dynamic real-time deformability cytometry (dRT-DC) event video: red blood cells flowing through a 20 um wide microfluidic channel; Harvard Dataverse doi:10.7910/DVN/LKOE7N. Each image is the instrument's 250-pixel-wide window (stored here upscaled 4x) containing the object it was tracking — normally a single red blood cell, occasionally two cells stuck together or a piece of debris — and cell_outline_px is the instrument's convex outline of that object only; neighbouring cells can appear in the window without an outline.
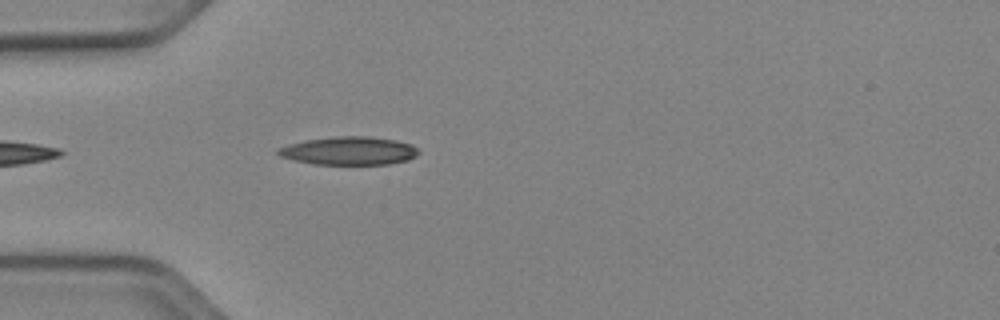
{"species": "Egyptian fruit bat (a non-hibernating species)", "species_latin": "Rousettus aegyptiacus", "temperature_condition": "cold", "stored_images_in_passage": 33, "camera_frame_rate_fps": 3000, "um_per_image_px": 0.085, "animal": {"sex": "female"}, "frame": {"image": 1, "passage_image": 1, "time_ms": 0.0, "image_size_px": [1000, 320], "cell_outline_px": [[420, 152], [416, 156], [408, 160], [388, 164], [312, 164], [292, 160], [280, 156], [276, 152], [276, 148], [288, 144], [304, 140], [336, 136], [372, 136], [396, 140], [412, 144]], "centroid_in_image_um": [29.65, 12.81], "position_along_channel_um": 55.4, "area_um2": 23.35}}
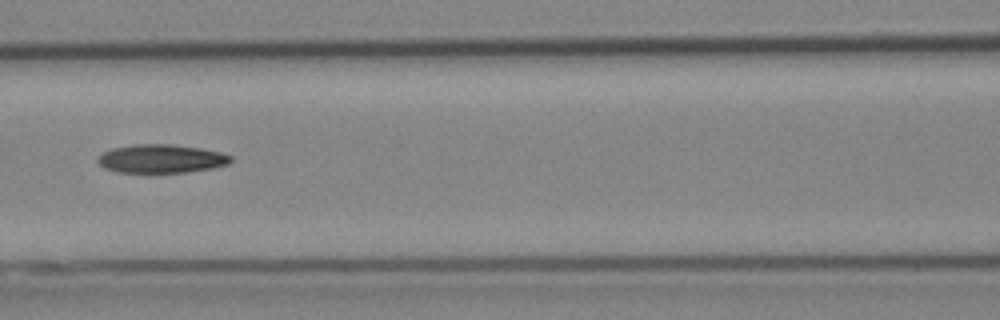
{"frame": {"image": 2, "passage_image": 9, "time_ms": 2.667, "image_size_px": [1000, 320], "cell_outline_px": [[232, 160], [228, 164], [212, 168], [188, 172], [120, 172], [104, 168], [96, 160], [96, 156], [112, 148], [136, 144], [172, 144], [200, 148], [220, 152], [232, 156]], "centroid_in_image_um": [13.69, 13.48], "position_along_channel_um": 152.9, "area_um2": 22.08}}
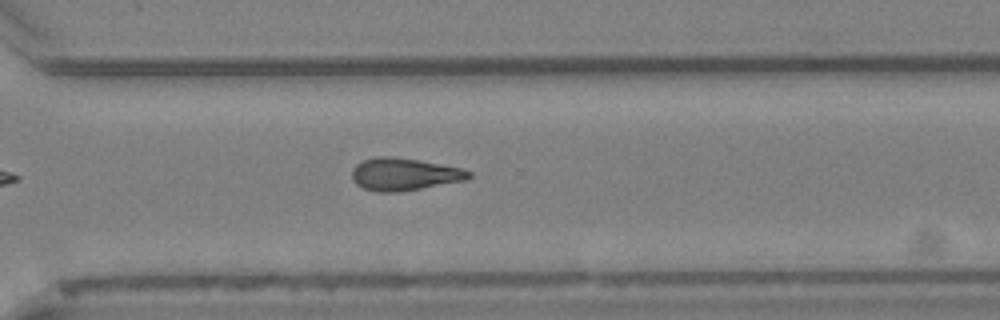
{"frame": {"image": 3, "passage_image": 23, "time_ms": 7.333, "image_size_px": [1000, 320], "cell_outline_px": [[472, 176], [464, 180], [400, 192], [376, 192], [364, 188], [356, 184], [352, 180], [352, 168], [356, 164], [364, 160], [376, 156], [392, 156], [440, 164], [460, 168], [472, 172]], "centroid_in_image_um": [34.31, 14.81], "position_along_channel_um": 336.3, "area_um2": 21.96}, "authors_computed_cell_mechanics": {"area_um2": 22.1374, "velocity_mm_per_s": 3.9338, "shape_relaxation_time_tau1_ms": 7.5564, "shape_relaxation_time_tau2_ms": null, "deformation_change_tau1": 0.2053, "deformation_change_tau2": null}}